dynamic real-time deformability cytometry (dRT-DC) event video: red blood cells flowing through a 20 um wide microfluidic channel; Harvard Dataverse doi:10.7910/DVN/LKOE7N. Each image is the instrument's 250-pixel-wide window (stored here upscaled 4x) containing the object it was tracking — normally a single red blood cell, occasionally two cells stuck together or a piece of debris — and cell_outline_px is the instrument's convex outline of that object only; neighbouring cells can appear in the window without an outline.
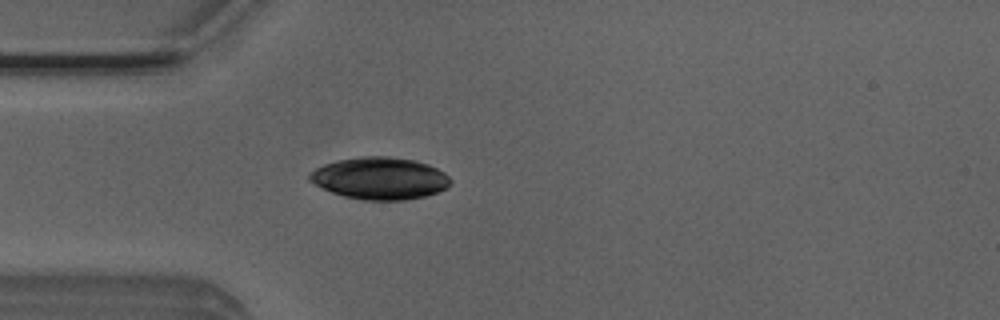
{"species": "Egyptian fruit bat (a non-hibernating species)", "species_latin": "Rousettus aegyptiacus", "temperature_condition": "room temperature", "stored_images_in_passage": 3, "camera_frame_rate_fps": 3000, "um_per_image_px": 0.085, "animal": {"sex": "male"}, "frame": {"image": 1, "passage_image": 3, "time_ms": 0.667, "image_size_px": [1000, 320], "cell_outline_px": [[452, 184], [436, 192], [424, 196], [404, 200], [364, 200], [344, 196], [332, 192], [308, 180], [308, 172], [324, 164], [336, 160], [360, 156], [388, 156], [416, 160], [428, 164], [444, 172], [452, 180]], "centroid_in_image_um": [32.28, 15.14], "position_along_channel_um": 52.7, "area_um2": 34.62}}